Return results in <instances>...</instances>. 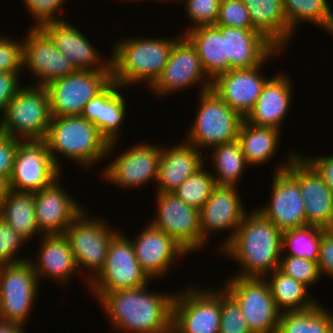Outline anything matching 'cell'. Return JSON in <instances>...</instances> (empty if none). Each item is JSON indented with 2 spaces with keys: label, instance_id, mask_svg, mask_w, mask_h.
<instances>
[{
  "label": "cell",
  "instance_id": "obj_1",
  "mask_svg": "<svg viewBox=\"0 0 333 333\" xmlns=\"http://www.w3.org/2000/svg\"><path fill=\"white\" fill-rule=\"evenodd\" d=\"M282 238L283 232L255 210L246 214L233 239L220 251L240 263L242 271L236 276L267 280L283 256Z\"/></svg>",
  "mask_w": 333,
  "mask_h": 333
},
{
  "label": "cell",
  "instance_id": "obj_2",
  "mask_svg": "<svg viewBox=\"0 0 333 333\" xmlns=\"http://www.w3.org/2000/svg\"><path fill=\"white\" fill-rule=\"evenodd\" d=\"M146 287L112 291L97 300L116 330L155 333L171 324L174 293H149Z\"/></svg>",
  "mask_w": 333,
  "mask_h": 333
},
{
  "label": "cell",
  "instance_id": "obj_3",
  "mask_svg": "<svg viewBox=\"0 0 333 333\" xmlns=\"http://www.w3.org/2000/svg\"><path fill=\"white\" fill-rule=\"evenodd\" d=\"M179 38L135 37L117 41L110 56L112 80L124 88L142 81L151 87L162 74Z\"/></svg>",
  "mask_w": 333,
  "mask_h": 333
},
{
  "label": "cell",
  "instance_id": "obj_4",
  "mask_svg": "<svg viewBox=\"0 0 333 333\" xmlns=\"http://www.w3.org/2000/svg\"><path fill=\"white\" fill-rule=\"evenodd\" d=\"M44 141L60 170L57 154L89 169L99 159H107L117 143H109L93 123L81 116L52 117Z\"/></svg>",
  "mask_w": 333,
  "mask_h": 333
},
{
  "label": "cell",
  "instance_id": "obj_5",
  "mask_svg": "<svg viewBox=\"0 0 333 333\" xmlns=\"http://www.w3.org/2000/svg\"><path fill=\"white\" fill-rule=\"evenodd\" d=\"M1 116V133L21 141L44 140L52 118L46 87H22Z\"/></svg>",
  "mask_w": 333,
  "mask_h": 333
},
{
  "label": "cell",
  "instance_id": "obj_6",
  "mask_svg": "<svg viewBox=\"0 0 333 333\" xmlns=\"http://www.w3.org/2000/svg\"><path fill=\"white\" fill-rule=\"evenodd\" d=\"M200 94L199 109L186 142L199 150L236 141L243 118L212 89Z\"/></svg>",
  "mask_w": 333,
  "mask_h": 333
},
{
  "label": "cell",
  "instance_id": "obj_7",
  "mask_svg": "<svg viewBox=\"0 0 333 333\" xmlns=\"http://www.w3.org/2000/svg\"><path fill=\"white\" fill-rule=\"evenodd\" d=\"M150 279L136 259L131 240L119 232L111 241L102 270L88 286L99 300L112 291L145 286Z\"/></svg>",
  "mask_w": 333,
  "mask_h": 333
},
{
  "label": "cell",
  "instance_id": "obj_8",
  "mask_svg": "<svg viewBox=\"0 0 333 333\" xmlns=\"http://www.w3.org/2000/svg\"><path fill=\"white\" fill-rule=\"evenodd\" d=\"M224 287L240 306L251 333H277L281 313L264 278L231 276Z\"/></svg>",
  "mask_w": 333,
  "mask_h": 333
},
{
  "label": "cell",
  "instance_id": "obj_9",
  "mask_svg": "<svg viewBox=\"0 0 333 333\" xmlns=\"http://www.w3.org/2000/svg\"><path fill=\"white\" fill-rule=\"evenodd\" d=\"M191 287L174 295L171 323L178 333H219L221 290Z\"/></svg>",
  "mask_w": 333,
  "mask_h": 333
},
{
  "label": "cell",
  "instance_id": "obj_10",
  "mask_svg": "<svg viewBox=\"0 0 333 333\" xmlns=\"http://www.w3.org/2000/svg\"><path fill=\"white\" fill-rule=\"evenodd\" d=\"M112 81L111 71L77 70L46 85L52 117L80 116L85 105Z\"/></svg>",
  "mask_w": 333,
  "mask_h": 333
},
{
  "label": "cell",
  "instance_id": "obj_11",
  "mask_svg": "<svg viewBox=\"0 0 333 333\" xmlns=\"http://www.w3.org/2000/svg\"><path fill=\"white\" fill-rule=\"evenodd\" d=\"M93 218L89 219L83 210L64 233L77 268L80 270L83 266L94 272L88 276L86 281L89 282L102 270L111 241L118 234V230L109 227L106 221Z\"/></svg>",
  "mask_w": 333,
  "mask_h": 333
},
{
  "label": "cell",
  "instance_id": "obj_12",
  "mask_svg": "<svg viewBox=\"0 0 333 333\" xmlns=\"http://www.w3.org/2000/svg\"><path fill=\"white\" fill-rule=\"evenodd\" d=\"M39 279L29 260L0 266V319L27 323Z\"/></svg>",
  "mask_w": 333,
  "mask_h": 333
},
{
  "label": "cell",
  "instance_id": "obj_13",
  "mask_svg": "<svg viewBox=\"0 0 333 333\" xmlns=\"http://www.w3.org/2000/svg\"><path fill=\"white\" fill-rule=\"evenodd\" d=\"M296 155L291 151L288 162L275 168L270 203L257 209L282 232L307 225L305 202L299 182L286 170Z\"/></svg>",
  "mask_w": 333,
  "mask_h": 333
},
{
  "label": "cell",
  "instance_id": "obj_14",
  "mask_svg": "<svg viewBox=\"0 0 333 333\" xmlns=\"http://www.w3.org/2000/svg\"><path fill=\"white\" fill-rule=\"evenodd\" d=\"M156 196L157 216L150 224L172 237L187 253L204 247L206 242L202 238L200 210L173 193H157Z\"/></svg>",
  "mask_w": 333,
  "mask_h": 333
},
{
  "label": "cell",
  "instance_id": "obj_15",
  "mask_svg": "<svg viewBox=\"0 0 333 333\" xmlns=\"http://www.w3.org/2000/svg\"><path fill=\"white\" fill-rule=\"evenodd\" d=\"M60 171L44 140L20 141L9 178L10 189L37 192L60 178Z\"/></svg>",
  "mask_w": 333,
  "mask_h": 333
},
{
  "label": "cell",
  "instance_id": "obj_16",
  "mask_svg": "<svg viewBox=\"0 0 333 333\" xmlns=\"http://www.w3.org/2000/svg\"><path fill=\"white\" fill-rule=\"evenodd\" d=\"M198 83L201 93L212 89V80L204 71L196 48L182 35L174 43L169 60L151 90L156 95L168 96Z\"/></svg>",
  "mask_w": 333,
  "mask_h": 333
},
{
  "label": "cell",
  "instance_id": "obj_17",
  "mask_svg": "<svg viewBox=\"0 0 333 333\" xmlns=\"http://www.w3.org/2000/svg\"><path fill=\"white\" fill-rule=\"evenodd\" d=\"M27 35L23 41L22 67L36 77L37 84L33 85L45 87L77 71L41 28L32 27Z\"/></svg>",
  "mask_w": 333,
  "mask_h": 333
},
{
  "label": "cell",
  "instance_id": "obj_18",
  "mask_svg": "<svg viewBox=\"0 0 333 333\" xmlns=\"http://www.w3.org/2000/svg\"><path fill=\"white\" fill-rule=\"evenodd\" d=\"M297 154L286 170L299 182L307 225L327 229L333 219V194L303 154Z\"/></svg>",
  "mask_w": 333,
  "mask_h": 333
},
{
  "label": "cell",
  "instance_id": "obj_19",
  "mask_svg": "<svg viewBox=\"0 0 333 333\" xmlns=\"http://www.w3.org/2000/svg\"><path fill=\"white\" fill-rule=\"evenodd\" d=\"M161 148L149 143L131 147L103 169L104 178L125 188L139 187L145 183L147 185L149 181H156Z\"/></svg>",
  "mask_w": 333,
  "mask_h": 333
},
{
  "label": "cell",
  "instance_id": "obj_20",
  "mask_svg": "<svg viewBox=\"0 0 333 333\" xmlns=\"http://www.w3.org/2000/svg\"><path fill=\"white\" fill-rule=\"evenodd\" d=\"M246 214L237 186L216 185L200 209V227L203 240L207 242L211 232L233 230L225 242L221 243L220 249L222 250V247L224 248L233 239Z\"/></svg>",
  "mask_w": 333,
  "mask_h": 333
},
{
  "label": "cell",
  "instance_id": "obj_21",
  "mask_svg": "<svg viewBox=\"0 0 333 333\" xmlns=\"http://www.w3.org/2000/svg\"><path fill=\"white\" fill-rule=\"evenodd\" d=\"M59 184L57 178L51 185L34 192L36 223L42 235H61L82 213L83 209Z\"/></svg>",
  "mask_w": 333,
  "mask_h": 333
},
{
  "label": "cell",
  "instance_id": "obj_22",
  "mask_svg": "<svg viewBox=\"0 0 333 333\" xmlns=\"http://www.w3.org/2000/svg\"><path fill=\"white\" fill-rule=\"evenodd\" d=\"M214 26L221 34H226V72L231 69L253 68L262 64L264 66L266 60L282 51L257 30Z\"/></svg>",
  "mask_w": 333,
  "mask_h": 333
},
{
  "label": "cell",
  "instance_id": "obj_23",
  "mask_svg": "<svg viewBox=\"0 0 333 333\" xmlns=\"http://www.w3.org/2000/svg\"><path fill=\"white\" fill-rule=\"evenodd\" d=\"M261 65L253 68L231 69L212 81V90L243 119L252 111L267 77L259 72Z\"/></svg>",
  "mask_w": 333,
  "mask_h": 333
},
{
  "label": "cell",
  "instance_id": "obj_24",
  "mask_svg": "<svg viewBox=\"0 0 333 333\" xmlns=\"http://www.w3.org/2000/svg\"><path fill=\"white\" fill-rule=\"evenodd\" d=\"M63 21L44 24L41 29L54 42L56 48L72 62L76 70L111 71L109 61L103 63L99 51L87 37L71 23ZM102 62H101V61Z\"/></svg>",
  "mask_w": 333,
  "mask_h": 333
},
{
  "label": "cell",
  "instance_id": "obj_25",
  "mask_svg": "<svg viewBox=\"0 0 333 333\" xmlns=\"http://www.w3.org/2000/svg\"><path fill=\"white\" fill-rule=\"evenodd\" d=\"M137 236L131 240L135 256L141 268L151 279L161 277L170 270L176 256L187 255V252L172 237L151 224Z\"/></svg>",
  "mask_w": 333,
  "mask_h": 333
},
{
  "label": "cell",
  "instance_id": "obj_26",
  "mask_svg": "<svg viewBox=\"0 0 333 333\" xmlns=\"http://www.w3.org/2000/svg\"><path fill=\"white\" fill-rule=\"evenodd\" d=\"M113 80L84 107L81 117L93 123L109 142H116L126 114V100ZM120 90V91H119Z\"/></svg>",
  "mask_w": 333,
  "mask_h": 333
},
{
  "label": "cell",
  "instance_id": "obj_27",
  "mask_svg": "<svg viewBox=\"0 0 333 333\" xmlns=\"http://www.w3.org/2000/svg\"><path fill=\"white\" fill-rule=\"evenodd\" d=\"M202 152L183 141L172 148H161L157 193H172L205 162Z\"/></svg>",
  "mask_w": 333,
  "mask_h": 333
},
{
  "label": "cell",
  "instance_id": "obj_28",
  "mask_svg": "<svg viewBox=\"0 0 333 333\" xmlns=\"http://www.w3.org/2000/svg\"><path fill=\"white\" fill-rule=\"evenodd\" d=\"M291 80L286 74L268 78L254 108L245 120L255 126L273 127L280 130L290 107ZM282 121V122H281Z\"/></svg>",
  "mask_w": 333,
  "mask_h": 333
},
{
  "label": "cell",
  "instance_id": "obj_29",
  "mask_svg": "<svg viewBox=\"0 0 333 333\" xmlns=\"http://www.w3.org/2000/svg\"><path fill=\"white\" fill-rule=\"evenodd\" d=\"M41 237L38 258L28 259L38 279L43 276L58 280L62 284L76 274L78 268L74 254L65 234L39 235ZM36 259V260H35ZM36 261V262H35Z\"/></svg>",
  "mask_w": 333,
  "mask_h": 333
},
{
  "label": "cell",
  "instance_id": "obj_30",
  "mask_svg": "<svg viewBox=\"0 0 333 333\" xmlns=\"http://www.w3.org/2000/svg\"><path fill=\"white\" fill-rule=\"evenodd\" d=\"M253 27L278 48L287 47L293 32L286 20L282 0H242Z\"/></svg>",
  "mask_w": 333,
  "mask_h": 333
},
{
  "label": "cell",
  "instance_id": "obj_31",
  "mask_svg": "<svg viewBox=\"0 0 333 333\" xmlns=\"http://www.w3.org/2000/svg\"><path fill=\"white\" fill-rule=\"evenodd\" d=\"M183 35L196 48L202 67L212 81L226 72V34L209 25L190 28Z\"/></svg>",
  "mask_w": 333,
  "mask_h": 333
},
{
  "label": "cell",
  "instance_id": "obj_32",
  "mask_svg": "<svg viewBox=\"0 0 333 333\" xmlns=\"http://www.w3.org/2000/svg\"><path fill=\"white\" fill-rule=\"evenodd\" d=\"M279 129L265 126H255L243 119L238 141L241 145L248 167L268 163L279 146Z\"/></svg>",
  "mask_w": 333,
  "mask_h": 333
},
{
  "label": "cell",
  "instance_id": "obj_33",
  "mask_svg": "<svg viewBox=\"0 0 333 333\" xmlns=\"http://www.w3.org/2000/svg\"><path fill=\"white\" fill-rule=\"evenodd\" d=\"M271 275L267 283L280 313L307 310L319 303L308 295L307 286L284 274L278 268Z\"/></svg>",
  "mask_w": 333,
  "mask_h": 333
},
{
  "label": "cell",
  "instance_id": "obj_34",
  "mask_svg": "<svg viewBox=\"0 0 333 333\" xmlns=\"http://www.w3.org/2000/svg\"><path fill=\"white\" fill-rule=\"evenodd\" d=\"M0 218L26 241L40 234L36 223L34 193L10 190L3 201Z\"/></svg>",
  "mask_w": 333,
  "mask_h": 333
},
{
  "label": "cell",
  "instance_id": "obj_35",
  "mask_svg": "<svg viewBox=\"0 0 333 333\" xmlns=\"http://www.w3.org/2000/svg\"><path fill=\"white\" fill-rule=\"evenodd\" d=\"M277 333H333V313L320 302L307 310L281 313Z\"/></svg>",
  "mask_w": 333,
  "mask_h": 333
},
{
  "label": "cell",
  "instance_id": "obj_36",
  "mask_svg": "<svg viewBox=\"0 0 333 333\" xmlns=\"http://www.w3.org/2000/svg\"><path fill=\"white\" fill-rule=\"evenodd\" d=\"M290 30L300 22H310L333 35V12L327 0H282Z\"/></svg>",
  "mask_w": 333,
  "mask_h": 333
},
{
  "label": "cell",
  "instance_id": "obj_37",
  "mask_svg": "<svg viewBox=\"0 0 333 333\" xmlns=\"http://www.w3.org/2000/svg\"><path fill=\"white\" fill-rule=\"evenodd\" d=\"M212 161L217 173L212 174L216 185L236 186L248 166L238 140L213 147Z\"/></svg>",
  "mask_w": 333,
  "mask_h": 333
},
{
  "label": "cell",
  "instance_id": "obj_38",
  "mask_svg": "<svg viewBox=\"0 0 333 333\" xmlns=\"http://www.w3.org/2000/svg\"><path fill=\"white\" fill-rule=\"evenodd\" d=\"M326 230L318 226L306 225L283 231L282 249H288L284 255L302 257L317 262L321 236Z\"/></svg>",
  "mask_w": 333,
  "mask_h": 333
},
{
  "label": "cell",
  "instance_id": "obj_39",
  "mask_svg": "<svg viewBox=\"0 0 333 333\" xmlns=\"http://www.w3.org/2000/svg\"><path fill=\"white\" fill-rule=\"evenodd\" d=\"M205 165L192 174L172 193L186 204L200 210L216 186L210 171L204 170Z\"/></svg>",
  "mask_w": 333,
  "mask_h": 333
},
{
  "label": "cell",
  "instance_id": "obj_40",
  "mask_svg": "<svg viewBox=\"0 0 333 333\" xmlns=\"http://www.w3.org/2000/svg\"><path fill=\"white\" fill-rule=\"evenodd\" d=\"M278 269L308 288L321 279L317 262L302 257L285 255L280 259Z\"/></svg>",
  "mask_w": 333,
  "mask_h": 333
},
{
  "label": "cell",
  "instance_id": "obj_41",
  "mask_svg": "<svg viewBox=\"0 0 333 333\" xmlns=\"http://www.w3.org/2000/svg\"><path fill=\"white\" fill-rule=\"evenodd\" d=\"M244 318L237 302L224 289H221L219 333H251Z\"/></svg>",
  "mask_w": 333,
  "mask_h": 333
},
{
  "label": "cell",
  "instance_id": "obj_42",
  "mask_svg": "<svg viewBox=\"0 0 333 333\" xmlns=\"http://www.w3.org/2000/svg\"><path fill=\"white\" fill-rule=\"evenodd\" d=\"M215 25L256 30L242 0H221L219 15Z\"/></svg>",
  "mask_w": 333,
  "mask_h": 333
},
{
  "label": "cell",
  "instance_id": "obj_43",
  "mask_svg": "<svg viewBox=\"0 0 333 333\" xmlns=\"http://www.w3.org/2000/svg\"><path fill=\"white\" fill-rule=\"evenodd\" d=\"M25 242L28 241L0 218V266L27 261L28 257L20 259L16 255Z\"/></svg>",
  "mask_w": 333,
  "mask_h": 333
},
{
  "label": "cell",
  "instance_id": "obj_44",
  "mask_svg": "<svg viewBox=\"0 0 333 333\" xmlns=\"http://www.w3.org/2000/svg\"><path fill=\"white\" fill-rule=\"evenodd\" d=\"M221 0H186V13L195 28L198 26L215 25L219 15Z\"/></svg>",
  "mask_w": 333,
  "mask_h": 333
},
{
  "label": "cell",
  "instance_id": "obj_45",
  "mask_svg": "<svg viewBox=\"0 0 333 333\" xmlns=\"http://www.w3.org/2000/svg\"><path fill=\"white\" fill-rule=\"evenodd\" d=\"M23 41L0 36V72H20L23 70Z\"/></svg>",
  "mask_w": 333,
  "mask_h": 333
},
{
  "label": "cell",
  "instance_id": "obj_46",
  "mask_svg": "<svg viewBox=\"0 0 333 333\" xmlns=\"http://www.w3.org/2000/svg\"><path fill=\"white\" fill-rule=\"evenodd\" d=\"M31 16L36 18L37 22L33 28H41L44 24L50 22L63 21L57 14V11L62 7L67 0H23ZM39 23V24H38Z\"/></svg>",
  "mask_w": 333,
  "mask_h": 333
},
{
  "label": "cell",
  "instance_id": "obj_47",
  "mask_svg": "<svg viewBox=\"0 0 333 333\" xmlns=\"http://www.w3.org/2000/svg\"><path fill=\"white\" fill-rule=\"evenodd\" d=\"M20 141L0 132V176L10 178L16 150Z\"/></svg>",
  "mask_w": 333,
  "mask_h": 333
},
{
  "label": "cell",
  "instance_id": "obj_48",
  "mask_svg": "<svg viewBox=\"0 0 333 333\" xmlns=\"http://www.w3.org/2000/svg\"><path fill=\"white\" fill-rule=\"evenodd\" d=\"M19 73L20 72H0V112H2V115L8 103L22 88L18 82Z\"/></svg>",
  "mask_w": 333,
  "mask_h": 333
},
{
  "label": "cell",
  "instance_id": "obj_49",
  "mask_svg": "<svg viewBox=\"0 0 333 333\" xmlns=\"http://www.w3.org/2000/svg\"><path fill=\"white\" fill-rule=\"evenodd\" d=\"M317 264L321 276L325 273L333 277V235L328 230L321 236Z\"/></svg>",
  "mask_w": 333,
  "mask_h": 333
},
{
  "label": "cell",
  "instance_id": "obj_50",
  "mask_svg": "<svg viewBox=\"0 0 333 333\" xmlns=\"http://www.w3.org/2000/svg\"><path fill=\"white\" fill-rule=\"evenodd\" d=\"M321 175L325 184L333 194V155L331 156H303Z\"/></svg>",
  "mask_w": 333,
  "mask_h": 333
},
{
  "label": "cell",
  "instance_id": "obj_51",
  "mask_svg": "<svg viewBox=\"0 0 333 333\" xmlns=\"http://www.w3.org/2000/svg\"><path fill=\"white\" fill-rule=\"evenodd\" d=\"M22 324L0 319V333H25Z\"/></svg>",
  "mask_w": 333,
  "mask_h": 333
},
{
  "label": "cell",
  "instance_id": "obj_52",
  "mask_svg": "<svg viewBox=\"0 0 333 333\" xmlns=\"http://www.w3.org/2000/svg\"><path fill=\"white\" fill-rule=\"evenodd\" d=\"M10 190L9 179L7 177L0 176V211L2 209L3 201L7 198Z\"/></svg>",
  "mask_w": 333,
  "mask_h": 333
},
{
  "label": "cell",
  "instance_id": "obj_53",
  "mask_svg": "<svg viewBox=\"0 0 333 333\" xmlns=\"http://www.w3.org/2000/svg\"><path fill=\"white\" fill-rule=\"evenodd\" d=\"M155 333H178L175 326L171 323L169 326H167L165 329L155 332Z\"/></svg>",
  "mask_w": 333,
  "mask_h": 333
},
{
  "label": "cell",
  "instance_id": "obj_54",
  "mask_svg": "<svg viewBox=\"0 0 333 333\" xmlns=\"http://www.w3.org/2000/svg\"><path fill=\"white\" fill-rule=\"evenodd\" d=\"M327 230L333 235V219Z\"/></svg>",
  "mask_w": 333,
  "mask_h": 333
},
{
  "label": "cell",
  "instance_id": "obj_55",
  "mask_svg": "<svg viewBox=\"0 0 333 333\" xmlns=\"http://www.w3.org/2000/svg\"><path fill=\"white\" fill-rule=\"evenodd\" d=\"M132 1H134V0H132ZM135 1H137V0H135ZM138 1H142V0H138ZM146 1H147V0H146ZM158 1H160V0H157V2H158ZM161 1H162V0H161ZM163 1H164V0H163ZM155 2H156V0H155Z\"/></svg>",
  "mask_w": 333,
  "mask_h": 333
}]
</instances>
